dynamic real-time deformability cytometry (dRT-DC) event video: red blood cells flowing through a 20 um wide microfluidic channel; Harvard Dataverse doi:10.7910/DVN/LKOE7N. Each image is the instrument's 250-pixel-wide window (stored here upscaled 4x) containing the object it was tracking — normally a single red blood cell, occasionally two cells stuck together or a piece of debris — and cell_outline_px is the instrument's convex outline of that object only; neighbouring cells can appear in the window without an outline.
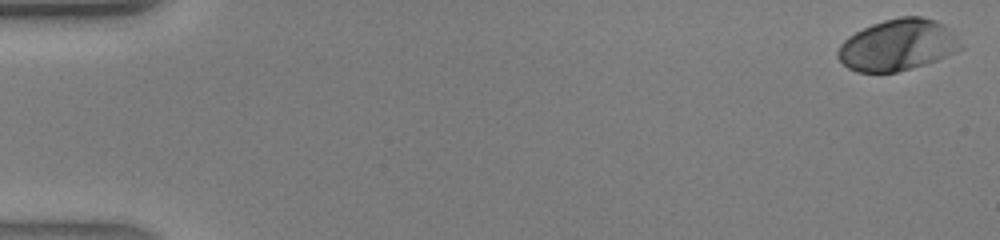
{"species": "human", "species_latin": "Homo sapiens", "temperature_condition": "warm", "stored_images_in_passage": 42, "camera_frame_rate_fps": 3000, "um_per_image_px": 0.085, "donor": {"sex": "male"}, "frame": {"image": 1, "passage_image": 1, "time_ms": 0.0, "image_size_px": [1000, 240], "cell_outline_px": [[964, 48], [956, 52], [936, 60], [924, 64], [896, 72], [856, 72], [848, 68], [836, 56], [836, 52], [840, 44], [848, 36], [872, 24], [884, 20], [900, 16], [920, 16], [936, 20], [952, 28]], "centroid_in_image_um": [76.32, 3.81], "position_along_channel_um": 8.7, "area_um2": 36.99}}
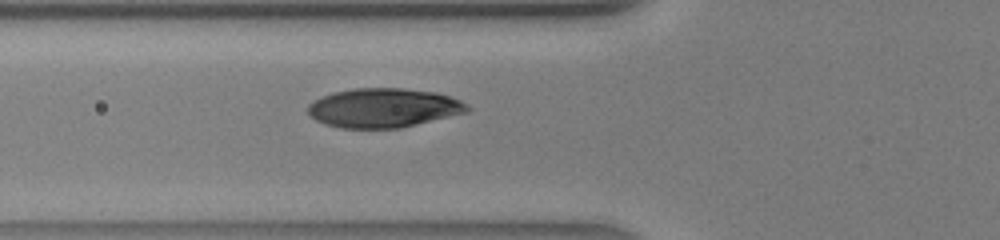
{"frame": {"image": 2, "passage_image": 16, "time_ms": 5.0, "image_size_px": [1000, 240], "cell_outline_px": [[472, 108], [468, 112], [400, 128], [340, 128], [324, 124], [316, 120], [308, 112], [308, 104], [332, 92], [356, 88], [404, 88], [436, 92], [460, 100], [468, 104]], "centroid_in_image_um": [32.63, 9.17], "position_along_channel_um": 93.2, "area_um2": 36.41}}
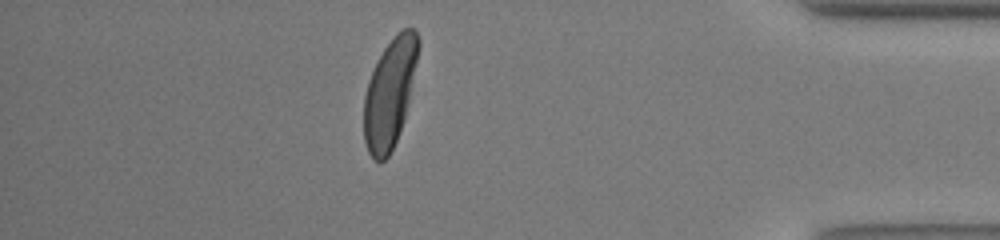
{"frame": {"image": 3, "passage_image": 37, "time_ms": 12.0, "image_size_px": [1000, 240], "cell_outline_px": [[420, 44], [404, 120], [396, 140], [388, 156], [380, 164], [372, 160], [368, 152], [364, 140], [364, 96], [368, 80], [384, 48], [396, 32], [404, 28], [412, 28], [416, 32], [420, 40]], "centroid_in_image_um": [33.11, 7.93], "position_along_channel_um": 402.1, "area_um2": 34.22}}